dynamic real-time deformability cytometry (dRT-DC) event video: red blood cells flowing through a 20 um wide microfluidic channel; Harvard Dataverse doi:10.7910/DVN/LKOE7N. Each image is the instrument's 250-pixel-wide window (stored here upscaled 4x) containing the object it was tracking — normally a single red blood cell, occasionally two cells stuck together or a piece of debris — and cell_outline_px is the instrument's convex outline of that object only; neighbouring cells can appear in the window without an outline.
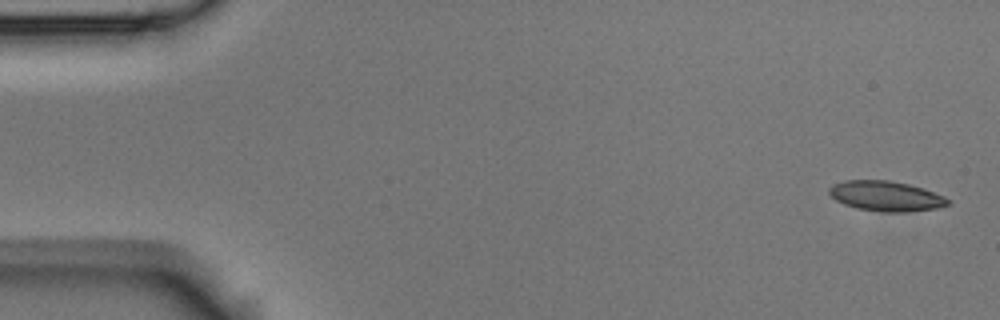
{"species": "Egyptian fruit bat (a non-hibernating species)", "species_latin": "Rousettus aegyptiacus", "temperature_condition": "room temperature", "stored_images_in_passage": 4, "camera_frame_rate_fps": 3000, "um_per_image_px": 0.085, "animal": {"sex": "male"}, "frame": {"image": 1, "passage_image": 1, "time_ms": 0.0, "image_size_px": [1000, 320], "cell_outline_px": [[952, 204], [936, 208], [904, 212], [884, 212], [856, 208], [844, 204], [836, 200], [828, 192], [828, 188], [832, 184], [844, 180], [888, 180], [908, 184], [924, 188], [944, 196], [952, 200]], "centroid_in_image_um": [75.32, 16.66], "position_along_channel_um": 9.7, "area_um2": 20.98}}
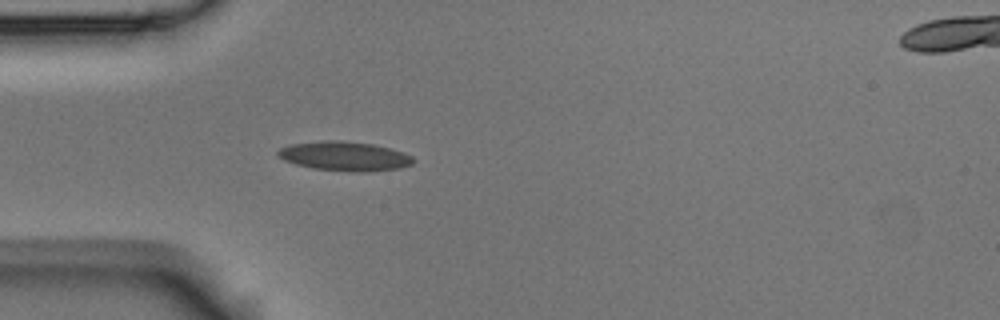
{"frame": {"image": 2, "passage_image": 4, "time_ms": 1.0, "image_size_px": [1000, 320], "cell_outline_px": [[416, 160], [412, 164], [400, 168], [364, 172], [352, 172], [312, 168], [296, 164], [284, 160], [276, 152], [280, 148], [288, 144], [324, 140], [340, 140], [372, 144], [392, 148], [404, 152], [412, 156]], "centroid_in_image_um": [29.31, 13.27], "position_along_channel_um": 55.7, "area_um2": 23.29}}